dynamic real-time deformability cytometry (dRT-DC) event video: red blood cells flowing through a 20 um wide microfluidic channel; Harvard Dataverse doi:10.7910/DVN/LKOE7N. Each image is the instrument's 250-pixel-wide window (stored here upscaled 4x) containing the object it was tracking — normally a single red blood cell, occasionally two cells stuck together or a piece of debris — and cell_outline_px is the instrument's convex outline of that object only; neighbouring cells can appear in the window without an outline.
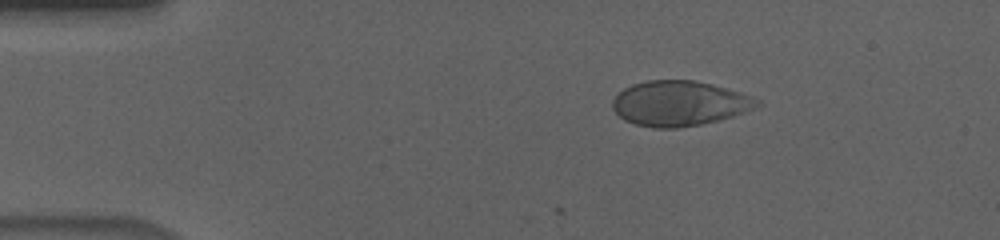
{"species": "human", "species_latin": "Homo sapiens", "temperature_condition": "cold", "stored_images_in_passage": 24, "camera_frame_rate_fps": 3000, "um_per_image_px": 0.085, "donor": {"sex": "male"}, "frame": {"image": 1, "passage_image": 9, "time_ms": 2.667, "image_size_px": [1000, 240], "cell_outline_px": [[760, 104], [752, 108], [732, 116], [700, 124], [676, 128], [656, 128], [636, 124], [624, 120], [612, 108], [612, 100], [624, 88], [632, 84], [648, 80], [692, 80], [712, 84], [740, 92], [756, 100]], "centroid_in_image_um": [57.68, 8.78], "position_along_channel_um": 27.3, "area_um2": 37.34}}
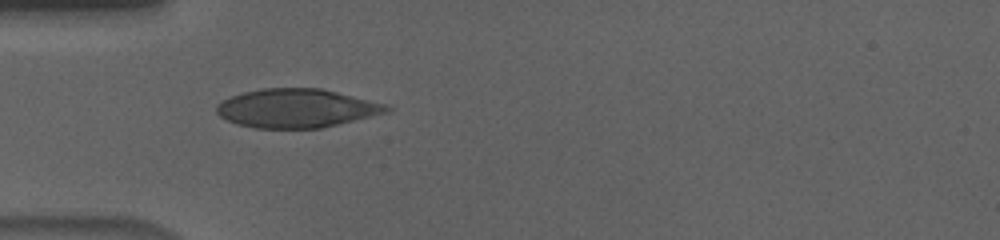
{"frame": {"image": 2, "passage_image": 17, "time_ms": 5.333, "image_size_px": [1000, 240], "cell_outline_px": [[392, 108], [388, 112], [320, 128], [256, 128], [236, 124], [220, 116], [216, 112], [216, 104], [232, 96], [244, 92], [260, 88], [320, 88], [388, 104]], "centroid_in_image_um": [25.2, 9.2], "position_along_channel_um": 59.8, "area_um2": 38.21}}